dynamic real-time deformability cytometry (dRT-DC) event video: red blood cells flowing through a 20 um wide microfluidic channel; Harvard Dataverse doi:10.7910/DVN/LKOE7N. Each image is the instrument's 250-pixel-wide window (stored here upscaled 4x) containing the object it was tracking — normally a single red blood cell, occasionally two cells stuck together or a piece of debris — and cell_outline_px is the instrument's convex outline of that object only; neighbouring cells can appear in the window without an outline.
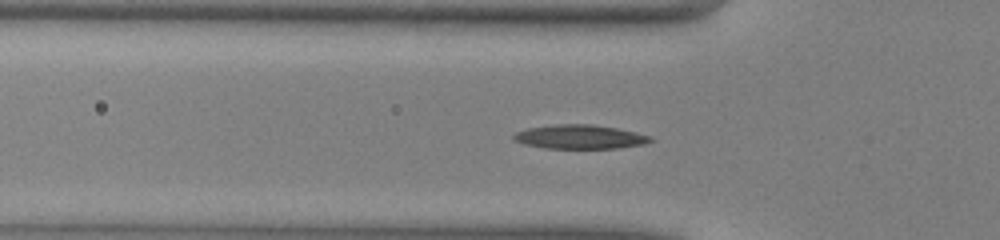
{"species": "common noctule bat (a hibernating species)", "species_latin": "Nyctalus noctula", "temperature_condition": "warm", "stored_images_in_passage": 50, "camera_frame_rate_fps": 3000, "um_per_image_px": 0.085, "animal": {"sex": "male", "body_mass_g": 13.0, "forearm_length_mm": 53.1}, "frame": {"image": 1, "passage_image": 15, "time_ms": 4.667, "image_size_px": [1000, 240], "cell_outline_px": [[656, 140], [644, 144], [620, 148], [544, 148], [524, 144], [512, 140], [512, 136], [516, 132], [528, 128], [556, 124], [592, 124], [616, 128], [636, 132], [652, 136]], "centroid_in_image_um": [49.31, 11.63], "position_along_channel_um": 76.5, "area_um2": 19.31}}
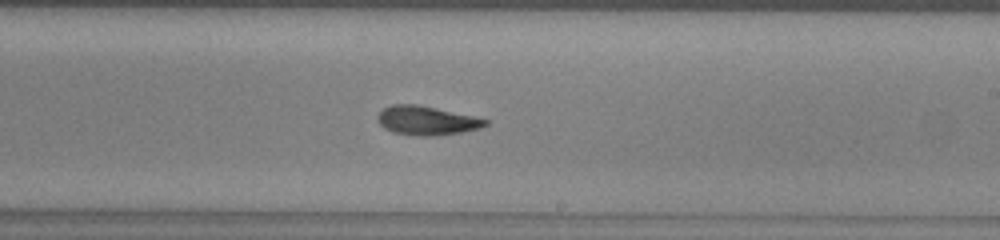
{"frame": {"image": 2, "passage_image": 28, "time_ms": 9.0, "image_size_px": [1000, 240], "cell_outline_px": [[488, 124], [480, 128], [460, 132], [432, 136], [420, 136], [392, 132], [384, 128], [376, 120], [376, 116], [384, 108], [392, 104], [416, 104], [436, 108], [472, 116], [488, 120]], "centroid_in_image_um": [36.21, 10.24], "position_along_channel_um": 252.8, "area_um2": 18.03}}
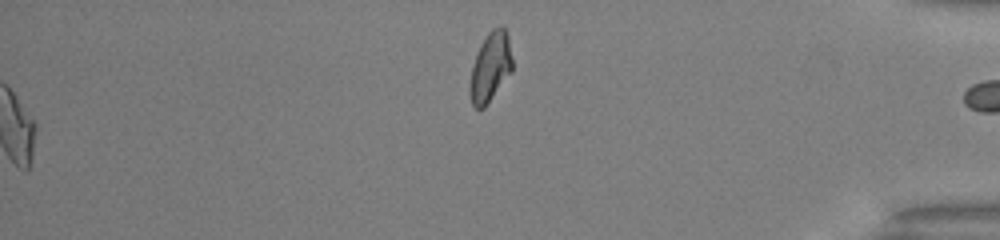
{"frame": {"image": 3, "passage_image": 50, "time_ms": 16.333, "image_size_px": [1000, 240], "cell_outline_px": [[512, 72], [484, 108], [476, 108], [472, 104], [468, 92], [468, 88], [472, 68], [480, 44], [488, 32], [492, 28], [504, 28], [508, 36], [512, 60]], "centroid_in_image_um": [41.67, 5.73], "position_along_channel_um": 393.5, "area_um2": 17.05}, "authors_computed_cell_mechanics": {"area_um2": 18.0336, "velocity_mm_per_s": 4.0635, "shape_relaxation_time_tau1_ms": 4.3186, "shape_relaxation_time_tau2_ms": 6.7798, "deformation_change_tau1": 0.169, "deformation_change_tau2": 0.1279}}